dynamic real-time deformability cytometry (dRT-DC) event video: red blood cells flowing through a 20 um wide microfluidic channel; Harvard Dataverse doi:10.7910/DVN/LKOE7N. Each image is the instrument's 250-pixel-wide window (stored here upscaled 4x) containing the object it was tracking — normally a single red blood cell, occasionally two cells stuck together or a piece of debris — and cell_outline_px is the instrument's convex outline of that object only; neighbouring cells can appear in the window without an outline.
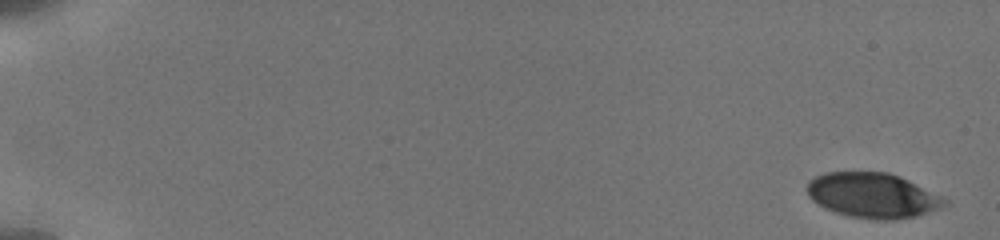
{"species": "human", "species_latin": "Homo sapiens", "temperature_condition": "cold", "stored_images_in_passage": 21, "camera_frame_rate_fps": 3000, "um_per_image_px": 0.085, "donor": {"sex": "male"}, "frame": {"image": 1, "passage_image": 1, "time_ms": 0.0, "image_size_px": [1000, 240], "cell_outline_px": [[948, 204], [940, 208], [916, 216], [896, 220], [872, 220], [848, 216], [836, 212], [812, 200], [808, 196], [808, 180], [824, 172], [888, 172], [900, 176], [948, 200]], "centroid_in_image_um": [74.18, 16.61], "position_along_channel_um": 10.8, "area_um2": 35.95}}
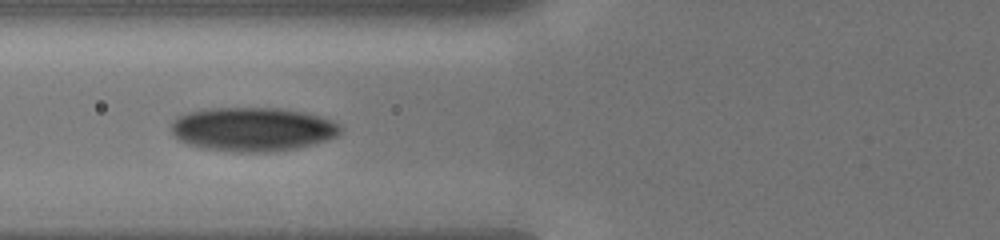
{"frame": {"image": 2, "passage_image": 15, "time_ms": 7.333, "image_size_px": [1000, 240], "cell_outline_px": [[340, 132], [336, 136], [312, 144], [296, 148], [272, 152], [236, 152], [200, 148], [188, 144], [180, 140], [172, 132], [172, 120], [176, 116], [188, 112], [208, 108], [280, 108], [304, 112], [320, 116], [332, 120], [340, 124]], "centroid_in_image_um": [21.45, 10.98], "position_along_channel_um": 104.4, "area_um2": 43.41}}
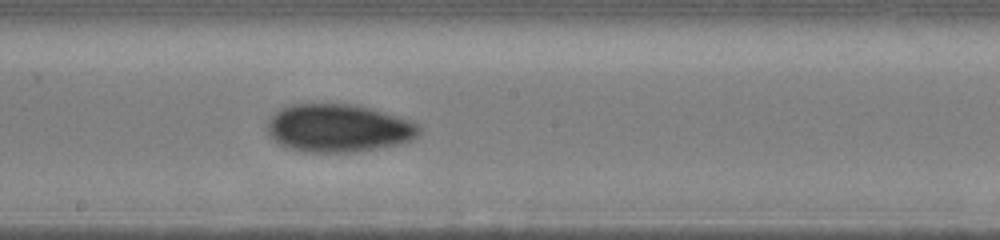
{"frame": {"image": 3, "passage_image": 21, "time_ms": 10.333, "image_size_px": [1000, 240], "cell_outline_px": [[420, 136], [400, 144], [352, 152], [304, 152], [288, 148], [280, 144], [268, 132], [268, 120], [280, 108], [292, 104], [356, 104], [372, 108], [420, 124]], "centroid_in_image_um": [28.79, 10.89], "position_along_channel_um": 219.4, "area_um2": 42.37}}